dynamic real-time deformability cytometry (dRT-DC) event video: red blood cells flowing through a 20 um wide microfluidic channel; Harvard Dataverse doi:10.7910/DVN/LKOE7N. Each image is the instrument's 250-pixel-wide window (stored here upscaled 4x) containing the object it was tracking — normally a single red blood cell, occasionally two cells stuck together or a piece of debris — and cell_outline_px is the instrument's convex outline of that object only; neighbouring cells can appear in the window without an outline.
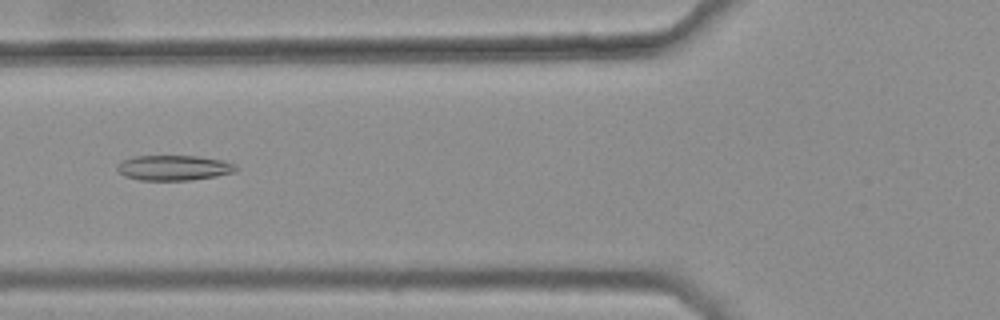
{"species": "common noctule bat (a hibernating species)", "species_latin": "Nyctalus noctula", "temperature_condition": "warm", "stored_images_in_passage": 31, "camera_frame_rate_fps": 3000, "um_per_image_px": 0.085, "animal": {"sex": "female", "body_mass_g": 25.1}, "frame": {"image": 1, "passage_image": 5, "time_ms": 1.333, "image_size_px": [1000, 320], "cell_outline_px": [[236, 172], [216, 176], [192, 180], [140, 180], [124, 176], [116, 168], [116, 164], [124, 160], [136, 156], [200, 156], [224, 160], [236, 164]], "centroid_in_image_um": [14.8, 14.26], "position_along_channel_um": 111.0, "area_um2": 17.51}}
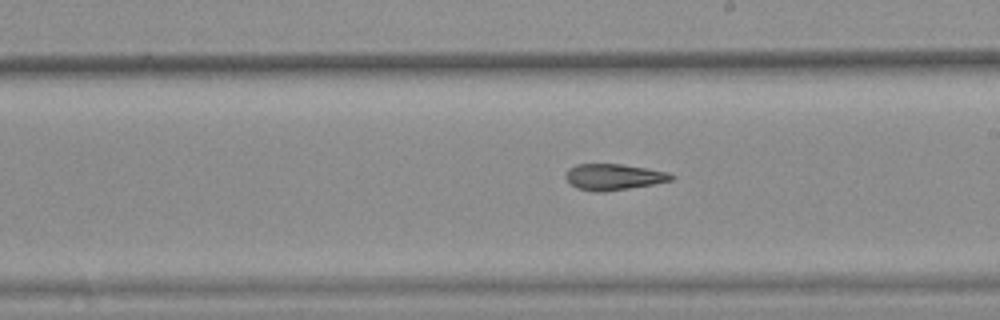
{"frame": {"image": 2, "passage_image": 15, "time_ms": 4.667, "image_size_px": [1000, 320], "cell_outline_px": [[676, 176], [672, 180], [652, 184], [604, 192], [596, 192], [576, 188], [568, 184], [564, 176], [564, 172], [568, 168], [576, 164], [620, 164], [648, 168], [668, 172]], "centroid_in_image_um": [52.1, 15.03], "position_along_channel_um": 236.9, "area_um2": 16.3}}
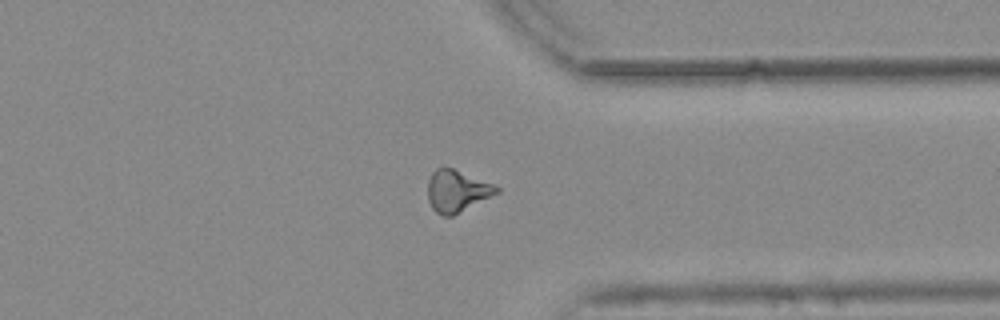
{"frame": {"image": 3, "passage_image": 26, "time_ms": 8.333, "image_size_px": [1000, 320], "cell_outline_px": [[500, 192], [452, 216], [444, 216], [436, 212], [432, 208], [428, 200], [428, 180], [432, 172], [436, 168], [452, 168], [492, 184], [500, 188]], "centroid_in_image_um": [38.82, 16.25], "position_along_channel_um": 372.6, "area_um2": 16.53}, "authors_computed_cell_mechanics": {"area_um2": 16.2996, "velocity_mm_per_s": 3.7759, "shape_relaxation_time_tau1_ms": null, "shape_relaxation_time_tau2_ms": 5.982, "deformation_change_tau1": null, "deformation_change_tau2": 0.1581}}